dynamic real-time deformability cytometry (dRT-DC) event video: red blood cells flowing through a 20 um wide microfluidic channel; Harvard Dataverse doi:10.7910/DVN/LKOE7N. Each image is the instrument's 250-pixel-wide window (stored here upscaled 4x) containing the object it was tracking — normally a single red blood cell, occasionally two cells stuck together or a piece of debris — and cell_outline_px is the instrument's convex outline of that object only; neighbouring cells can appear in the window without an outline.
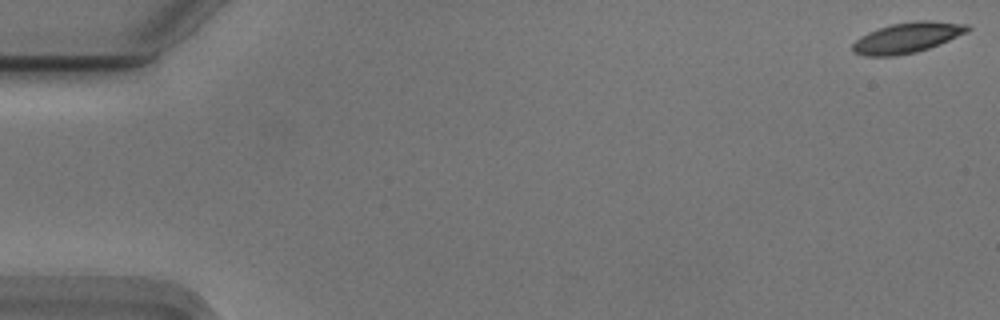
{"species": "Egyptian fruit bat (a non-hibernating species)", "species_latin": "Rousettus aegyptiacus", "temperature_condition": "cold", "stored_images_in_passage": 54, "camera_frame_rate_fps": 3000, "um_per_image_px": 0.085, "animal": {"sex": "male"}, "frame": {"image": 1, "passage_image": 1, "time_ms": 0.0, "image_size_px": [1000, 320], "cell_outline_px": [[972, 28], [968, 32], [928, 48], [916, 52], [896, 56], [864, 56], [852, 52], [852, 44], [860, 36], [868, 32], [892, 24], [916, 20], [928, 20], [968, 24]], "centroid_in_image_um": [77.1, 3.2], "position_along_channel_um": 7.9, "area_um2": 20.4}}
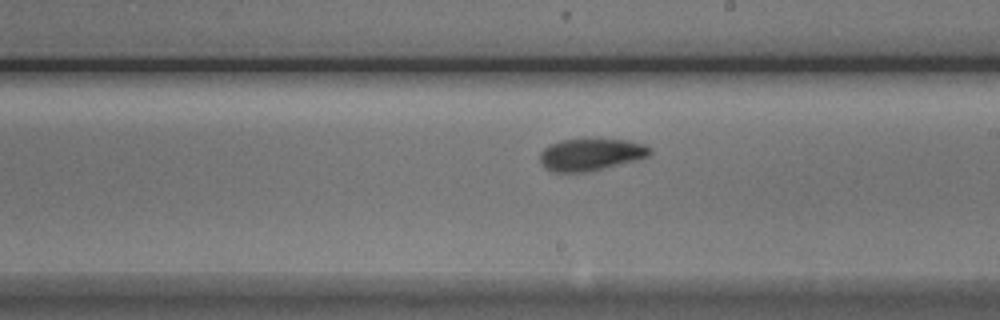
{"frame": {"image": 2, "passage_image": 32, "time_ms": 10.333, "image_size_px": [1000, 320], "cell_outline_px": [[652, 152], [648, 156], [636, 160], [588, 172], [552, 172], [544, 168], [540, 160], [540, 152], [548, 144], [560, 140], [588, 136], [628, 140], [644, 144], [652, 148]], "centroid_in_image_um": [50.2, 13.08], "position_along_channel_um": 238.8, "area_um2": 21.5}}
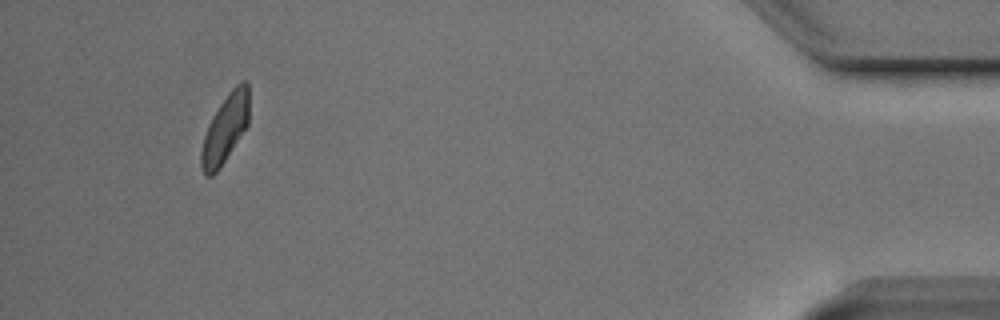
{"frame": {"image": 3, "passage_image": 52, "time_ms": 17.0, "image_size_px": [1000, 320], "cell_outline_px": [[248, 124], [220, 168], [212, 176], [204, 176], [200, 168], [200, 152], [204, 136], [208, 124], [212, 116], [220, 104], [232, 88], [240, 80], [244, 80], [248, 84]], "centroid_in_image_um": [19.11, 10.97], "position_along_channel_um": 416.1, "area_um2": 19.02}}